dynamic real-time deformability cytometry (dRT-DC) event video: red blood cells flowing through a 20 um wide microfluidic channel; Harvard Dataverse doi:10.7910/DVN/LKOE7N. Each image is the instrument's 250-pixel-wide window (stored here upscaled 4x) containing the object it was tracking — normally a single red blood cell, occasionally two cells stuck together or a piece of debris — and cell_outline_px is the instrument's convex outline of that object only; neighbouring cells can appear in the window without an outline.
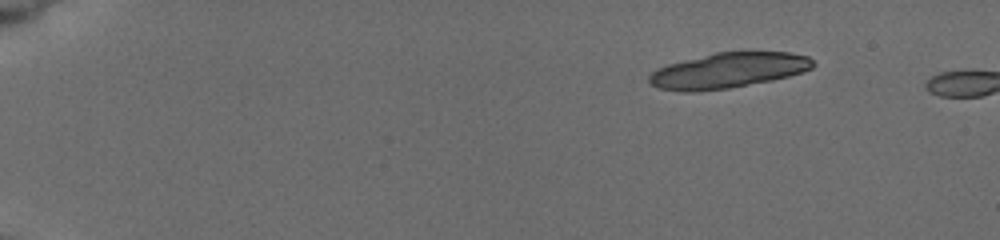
{"species": "common noctule bat (a hibernating species)", "species_latin": "Nyctalus noctula", "temperature_condition": "cold", "stored_images_in_passage": 2, "camera_frame_rate_fps": 3000, "um_per_image_px": 0.085, "animal": {"sex": "female", "body_mass_g": 19.5, "forearm_length_mm": 54.1}, "frame": {"image": 1, "passage_image": 1, "time_ms": 0.0, "image_size_px": [1000, 240], "cell_outline_px": [[816, 64], [812, 68], [804, 72], [772, 80], [728, 88], [692, 92], [684, 92], [660, 88], [652, 84], [648, 80], [648, 76], [652, 72], [668, 64], [716, 52], [752, 48], [788, 52], [808, 56]], "centroid_in_image_um": [61.99, 5.93], "position_along_channel_um": 23.0, "area_um2": 34.51}}